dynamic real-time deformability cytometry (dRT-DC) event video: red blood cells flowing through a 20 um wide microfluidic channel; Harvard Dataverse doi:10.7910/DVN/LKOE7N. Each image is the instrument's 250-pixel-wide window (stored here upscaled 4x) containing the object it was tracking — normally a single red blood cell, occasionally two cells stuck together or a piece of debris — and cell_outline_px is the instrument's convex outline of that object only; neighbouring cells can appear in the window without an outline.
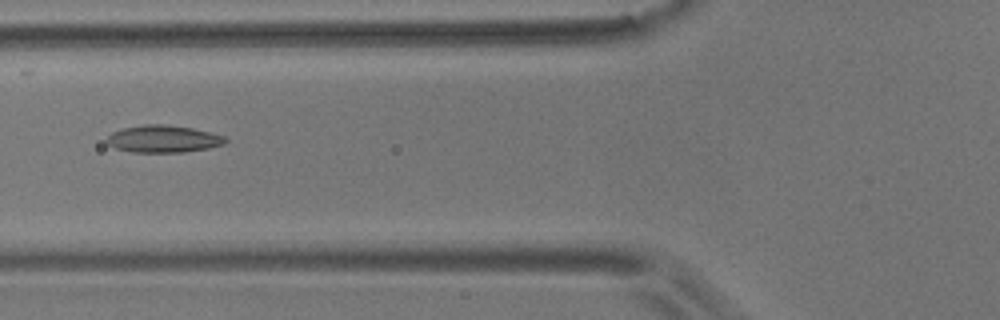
{"species": "common noctule bat (a hibernating species)", "species_latin": "Nyctalus noctula", "temperature_condition": "room temperature", "stored_images_in_passage": 58, "camera_frame_rate_fps": 3000, "um_per_image_px": 0.085, "animal": {"sex": "male", "body_mass_g": 17.9}, "frame": {"image": 1, "passage_image": 22, "time_ms": 7.0, "image_size_px": [1000, 320], "cell_outline_px": [[228, 140], [224, 144], [208, 148], [184, 152], [132, 152], [116, 148], [108, 144], [104, 140], [112, 132], [124, 128], [144, 124], [168, 124], [192, 128], [224, 136]], "centroid_in_image_um": [13.86, 11.8], "position_along_channel_um": 111.9, "area_um2": 18.79}}
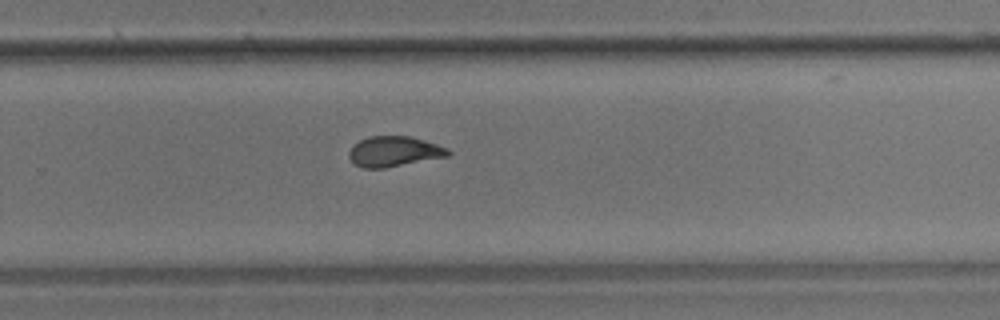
{"frame": {"image": 2, "passage_image": 38, "time_ms": 12.333, "image_size_px": [1000, 320], "cell_outline_px": [[452, 152], [448, 156], [384, 168], [364, 168], [356, 164], [348, 156], [348, 152], [360, 140], [368, 136], [408, 136], [424, 140], [448, 148]], "centroid_in_image_um": [33.51, 12.87], "position_along_channel_um": 296.3, "area_um2": 17.28}}
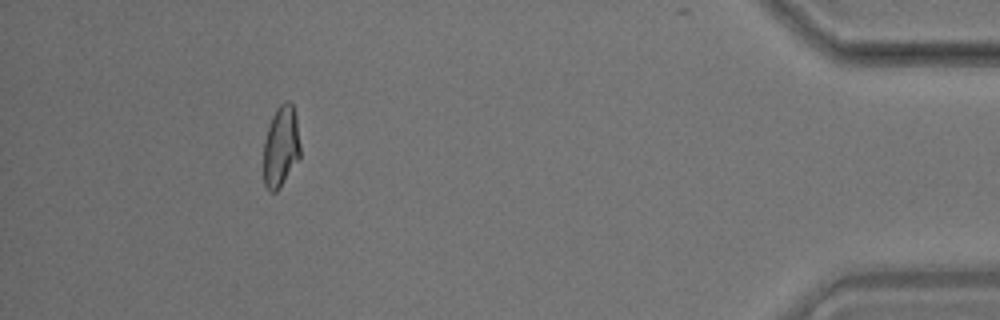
{"frame": {"image": 3, "passage_image": 53, "time_ms": 17.333, "image_size_px": [1000, 320], "cell_outline_px": [[300, 156], [276, 192], [268, 192], [264, 184], [264, 140], [272, 116], [276, 108], [280, 104], [288, 100], [292, 104], [296, 116], [300, 144]], "centroid_in_image_um": [23.87, 12.44], "position_along_channel_um": 411.3, "area_um2": 17.22}, "authors_computed_cell_mechanics": {"area_um2": 18.0914, "velocity_mm_per_s": 3.4646, "shape_relaxation_time_tau1_ms": 7.9607, "shape_relaxation_time_tau2_ms": 2.1879, "deformation_change_tau1": 0.2117, "deformation_change_tau2": 0.0981}}